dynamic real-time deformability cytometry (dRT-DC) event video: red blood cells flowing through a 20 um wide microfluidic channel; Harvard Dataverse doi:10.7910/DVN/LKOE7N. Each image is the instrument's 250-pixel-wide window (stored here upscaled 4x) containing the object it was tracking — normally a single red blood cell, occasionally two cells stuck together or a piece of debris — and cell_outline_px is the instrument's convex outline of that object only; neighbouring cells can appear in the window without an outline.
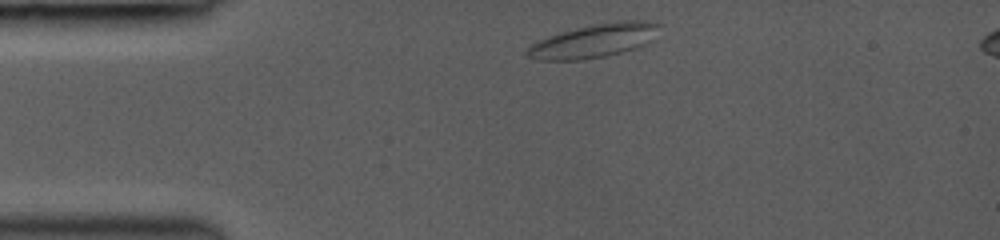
{"species": "common noctule bat (a hibernating species)", "species_latin": "Nyctalus noctula", "temperature_condition": "room temperature", "stored_images_in_passage": 13, "camera_frame_rate_fps": 3000, "um_per_image_px": 0.085, "animal": {"sex": "female", "body_mass_g": 19.0, "forearm_length_mm": 53.3}, "frame": {"image": 1, "passage_image": 1, "time_ms": 0.0, "image_size_px": [1000, 240], "cell_outline_px": [[660, 24], [652, 40], [648, 44], [636, 48], [604, 56], [580, 60], [536, 60], [528, 56], [524, 52], [532, 44], [548, 36], [576, 28], [616, 20], [648, 20]], "centroid_in_image_um": [50.51, 3.46], "position_along_channel_um": 34.5, "area_um2": 25.78}}
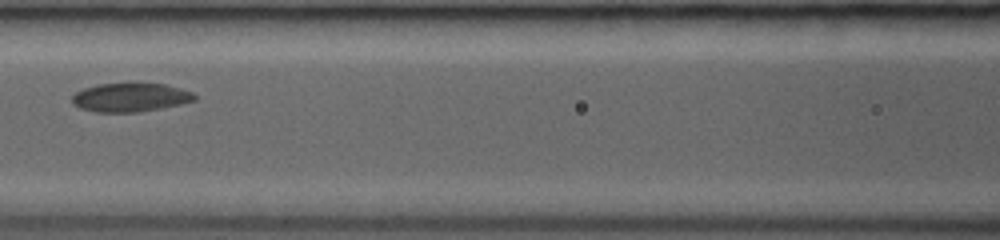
{"frame": {"image": 2, "passage_image": 5, "time_ms": 4.0, "image_size_px": [1000, 240], "cell_outline_px": [[196, 100], [180, 104], [160, 108], [136, 112], [96, 112], [80, 108], [72, 104], [72, 96], [76, 92], [84, 88], [100, 84], [164, 84], [180, 88], [192, 92], [196, 96]], "centroid_in_image_um": [11.06, 8.29], "position_along_channel_um": 155.5, "area_um2": 20.23}}
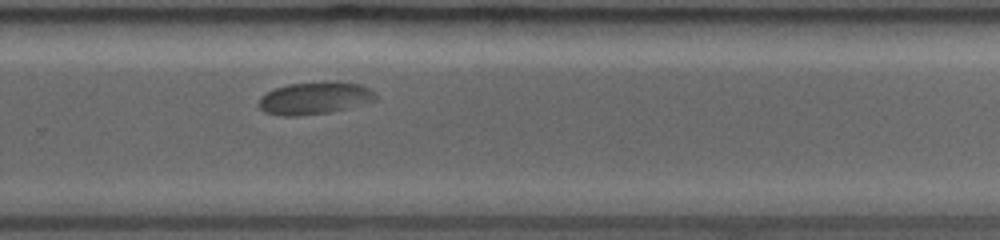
{"frame": {"image": 3, "passage_image": 13, "time_ms": 7.667, "image_size_px": [1000, 240], "cell_outline_px": [[376, 100], [368, 104], [332, 112], [296, 116], [284, 116], [264, 112], [260, 108], [260, 96], [276, 88], [288, 84], [328, 80], [336, 80], [360, 84], [376, 92]], "centroid_in_image_um": [26.83, 8.33], "position_along_channel_um": 303.0, "area_um2": 22.54}}